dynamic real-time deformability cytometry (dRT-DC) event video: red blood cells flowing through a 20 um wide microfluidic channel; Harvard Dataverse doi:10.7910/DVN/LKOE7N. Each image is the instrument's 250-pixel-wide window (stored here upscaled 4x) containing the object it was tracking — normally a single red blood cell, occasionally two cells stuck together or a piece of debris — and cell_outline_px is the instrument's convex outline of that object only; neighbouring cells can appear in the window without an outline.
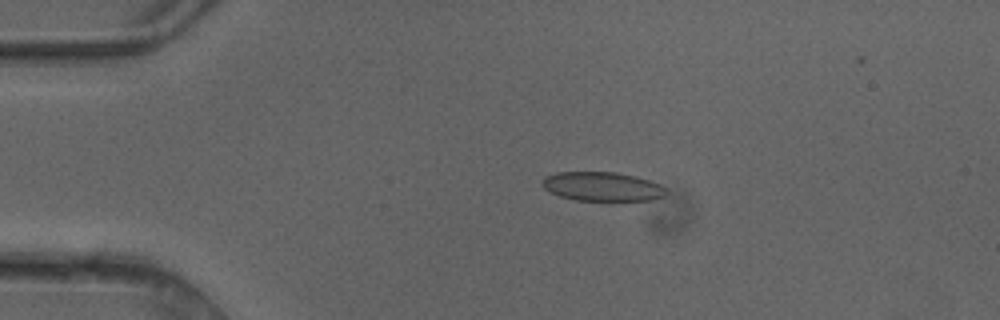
{"species": "common noctule bat (a hibernating species)", "species_latin": "Nyctalus noctula", "temperature_condition": "cold", "stored_images_in_passage": 4, "camera_frame_rate_fps": 3000, "um_per_image_px": 0.085, "animal": {"sex": "female"}, "frame": {"image": 1, "passage_image": 3, "time_ms": 0.667, "image_size_px": [1000, 320], "cell_outline_px": [[668, 192], [664, 196], [652, 200], [576, 200], [560, 196], [544, 188], [540, 184], [540, 180], [544, 176], [556, 172], [616, 172], [648, 180], [660, 184], [668, 188]], "centroid_in_image_um": [51.18, 15.85], "position_along_channel_um": 33.8, "area_um2": 21.04}}